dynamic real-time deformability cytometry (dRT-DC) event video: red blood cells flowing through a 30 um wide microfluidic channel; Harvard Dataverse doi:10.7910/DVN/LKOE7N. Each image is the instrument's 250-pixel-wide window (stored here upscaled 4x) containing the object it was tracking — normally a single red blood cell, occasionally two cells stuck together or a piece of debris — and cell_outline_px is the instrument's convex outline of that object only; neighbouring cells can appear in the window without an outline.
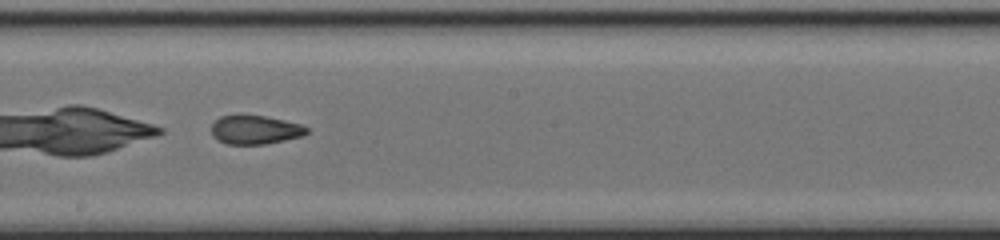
{"species": "common noctule bat (a hibernating species)", "species_latin": "Nyctalus noctula", "temperature_condition": "cold", "stored_images_in_passage": 50, "camera_frame_rate_fps": 3000, "um_per_image_px": 0.085, "animal": {"sex": "female", "body_mass_g": 17.0, "forearm_length_mm": 48.0}, "frame": {"image": 1, "passage_image": 30, "time_ms": 9.667, "image_size_px": [1000, 240], "cell_outline_px": [[308, 132], [304, 136], [264, 144], [228, 144], [216, 140], [212, 136], [212, 124], [220, 116], [236, 112], [240, 112], [264, 116], [284, 120], [300, 124], [308, 128]], "centroid_in_image_um": [21.64, 10.99], "position_along_channel_um": 226.6, "area_um2": 16.53}}